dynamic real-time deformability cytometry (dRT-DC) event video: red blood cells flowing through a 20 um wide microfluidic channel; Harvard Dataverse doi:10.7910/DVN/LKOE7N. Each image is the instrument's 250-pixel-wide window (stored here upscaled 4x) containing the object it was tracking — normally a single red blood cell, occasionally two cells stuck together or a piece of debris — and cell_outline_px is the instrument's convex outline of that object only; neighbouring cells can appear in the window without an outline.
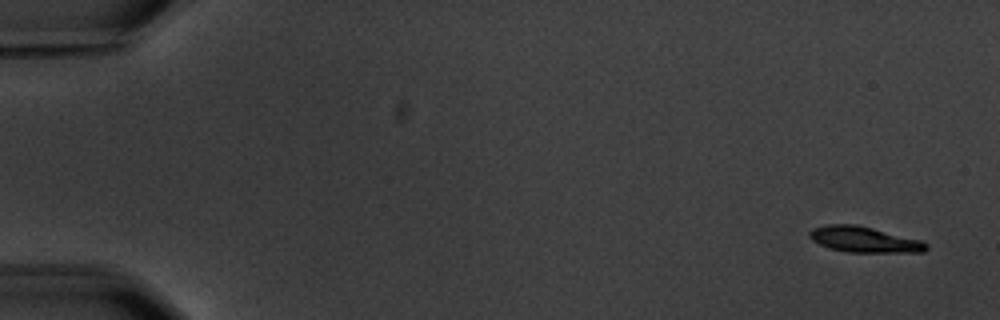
{"species": "common noctule bat (a hibernating species)", "species_latin": "Nyctalus noctula", "temperature_condition": "warm", "stored_images_in_passage": 4, "camera_frame_rate_fps": 3000, "um_per_image_px": 0.085, "animal": {"sex": "male", "body_mass_g": 20.1, "forearm_length_mm": 53.5}, "frame": {"image": 1, "passage_image": 1, "time_ms": 0.0, "image_size_px": [1000, 320], "cell_outline_px": [[928, 248], [924, 252], [848, 252], [828, 248], [812, 240], [808, 236], [808, 232], [812, 228], [828, 224], [856, 224], [920, 240], [928, 244]], "centroid_in_image_um": [73.42, 20.36], "position_along_channel_um": 11.6, "area_um2": 17.46}}
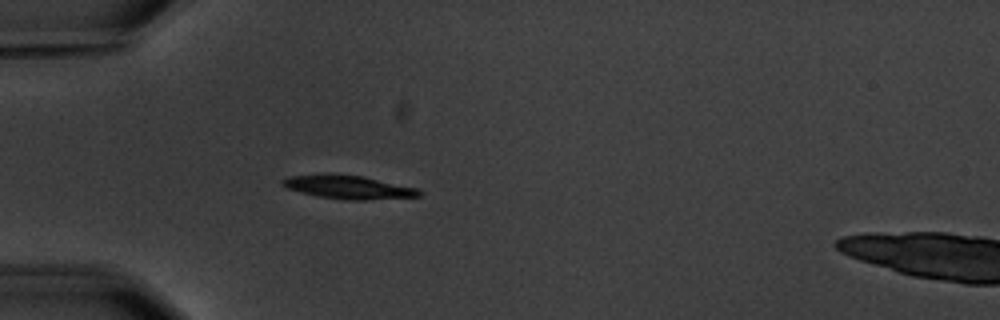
{"frame": {"image": 2, "passage_image": 4, "time_ms": 5.0, "image_size_px": [1000, 320], "cell_outline_px": [[424, 192], [420, 196], [364, 200], [344, 200], [320, 196], [300, 192], [288, 188], [280, 184], [280, 180], [288, 176], [364, 176], [416, 188]], "centroid_in_image_um": [29.67, 15.94], "position_along_channel_um": 55.3, "area_um2": 17.92}}